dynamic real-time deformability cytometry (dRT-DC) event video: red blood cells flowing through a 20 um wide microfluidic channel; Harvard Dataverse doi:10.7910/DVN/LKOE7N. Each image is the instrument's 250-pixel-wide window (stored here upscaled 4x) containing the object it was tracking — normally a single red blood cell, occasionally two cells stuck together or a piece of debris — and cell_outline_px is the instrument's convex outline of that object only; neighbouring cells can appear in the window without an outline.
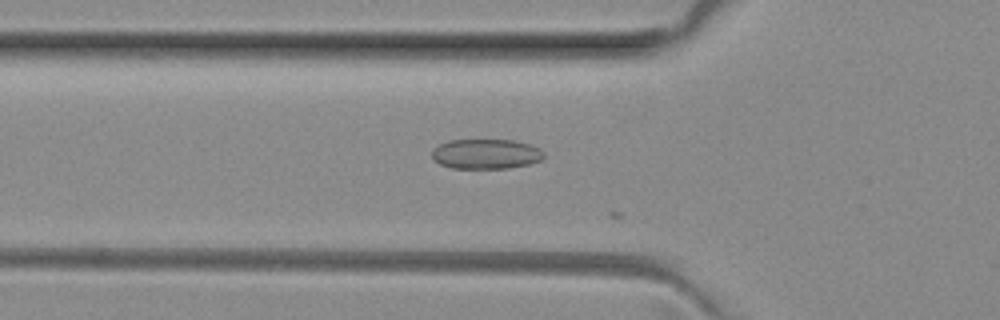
{"species": "common noctule bat (a hibernating species)", "species_latin": "Nyctalus noctula", "temperature_condition": "room temperature", "stored_images_in_passage": 20, "camera_frame_rate_fps": 3000, "um_per_image_px": 0.085, "animal": {"sex": "female", "body_mass_g": 29.2, "forearm_length_mm": 56.3}, "frame": {"image": 1, "passage_image": 17, "time_ms": 5.333, "image_size_px": [1000, 320], "cell_outline_px": [[544, 156], [540, 160], [528, 164], [508, 168], [452, 168], [440, 164], [432, 156], [432, 148], [448, 140], [512, 140], [528, 144], [540, 148], [544, 152]], "centroid_in_image_um": [41.3, 13.08], "position_along_channel_um": 84.5, "area_um2": 19.42}}